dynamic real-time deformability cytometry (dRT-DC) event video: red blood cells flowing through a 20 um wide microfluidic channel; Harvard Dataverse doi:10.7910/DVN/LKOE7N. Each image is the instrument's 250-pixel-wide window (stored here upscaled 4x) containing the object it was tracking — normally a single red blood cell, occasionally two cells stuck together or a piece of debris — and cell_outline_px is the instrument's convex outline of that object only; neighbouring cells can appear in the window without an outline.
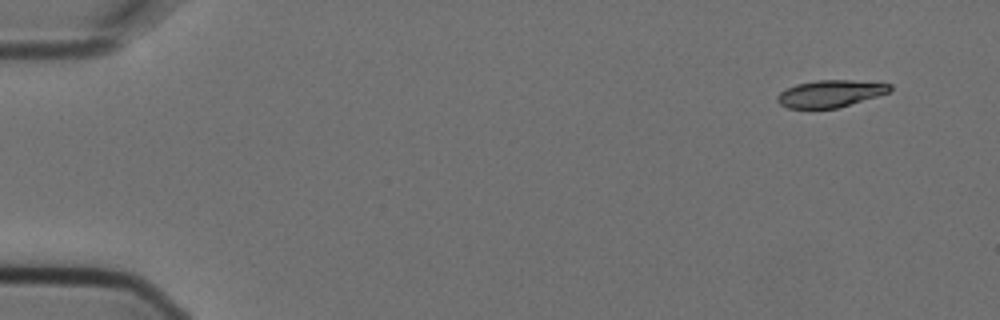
{"species": "Egyptian fruit bat (a non-hibernating species)", "species_latin": "Rousettus aegyptiacus", "temperature_condition": "cold", "stored_images_in_passage": 3, "camera_frame_rate_fps": 3000, "um_per_image_px": 0.085, "animal": {"sex": "female"}, "frame": {"image": 1, "passage_image": 1, "time_ms": 0.0, "image_size_px": [1000, 320], "cell_outline_px": [[892, 88], [888, 92], [876, 96], [836, 108], [788, 108], [780, 104], [776, 100], [776, 96], [780, 92], [796, 84], [816, 80], [852, 80], [892, 84]], "centroid_in_image_um": [70.54, 7.95], "position_along_channel_um": 14.5, "area_um2": 17.51}}